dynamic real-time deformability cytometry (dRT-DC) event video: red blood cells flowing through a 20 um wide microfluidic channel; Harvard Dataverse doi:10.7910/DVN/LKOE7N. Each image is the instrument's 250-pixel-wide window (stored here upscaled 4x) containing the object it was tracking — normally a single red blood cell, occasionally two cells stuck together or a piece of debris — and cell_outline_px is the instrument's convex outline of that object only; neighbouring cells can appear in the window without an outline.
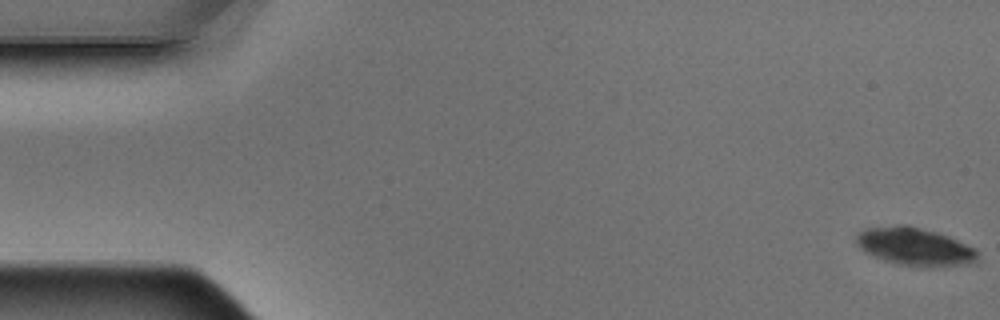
{"species": "Egyptian fruit bat (a non-hibernating species)", "species_latin": "Rousettus aegyptiacus", "temperature_condition": "warm", "stored_images_in_passage": 9, "camera_frame_rate_fps": 3000, "um_per_image_px": 0.085, "animal": {"sex": "male"}, "frame": {"image": 1, "passage_image": 1, "time_ms": 0.0, "image_size_px": [1000, 320], "cell_outline_px": [[976, 260], [968, 264], [920, 268], [896, 264], [872, 256], [864, 252], [856, 244], [856, 236], [864, 228], [896, 224], [908, 224], [948, 236], [976, 248]], "centroid_in_image_um": [77.71, 20.96], "position_along_channel_um": 7.3, "area_um2": 27.11}}
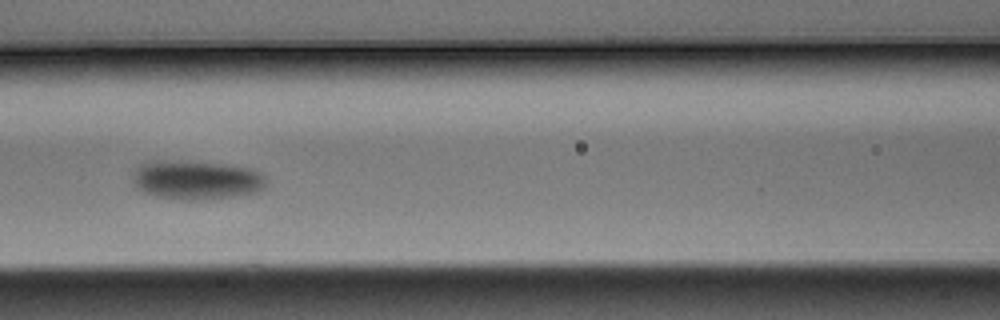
{"frame": {"image": 2, "passage_image": 6, "time_ms": 1.667, "image_size_px": [1000, 320], "cell_outline_px": [[264, 188], [260, 192], [240, 196], [200, 200], [180, 200], [156, 196], [144, 192], [136, 188], [132, 180], [132, 172], [140, 164], [152, 160], [160, 160], [220, 164], [256, 168], [264, 176]], "centroid_in_image_um": [16.68, 15.31], "position_along_channel_um": 149.9, "area_um2": 30.75}}
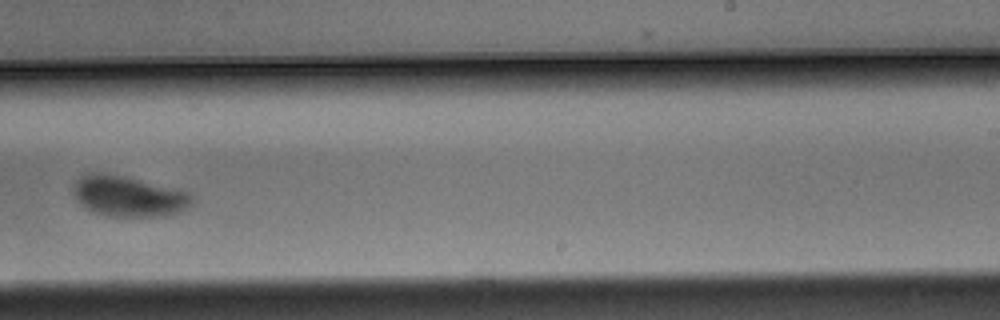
{"frame": {"image": 3, "passage_image": 9, "time_ms": 2.667, "image_size_px": [1000, 320], "cell_outline_px": [[192, 204], [188, 208], [164, 216], [108, 216], [96, 212], [88, 208], [72, 192], [76, 180], [80, 176], [88, 172], [100, 172], [124, 176], [180, 188], [188, 192], [192, 196]], "centroid_in_image_um": [10.97, 16.65], "position_along_channel_um": 278.0, "area_um2": 28.03}}